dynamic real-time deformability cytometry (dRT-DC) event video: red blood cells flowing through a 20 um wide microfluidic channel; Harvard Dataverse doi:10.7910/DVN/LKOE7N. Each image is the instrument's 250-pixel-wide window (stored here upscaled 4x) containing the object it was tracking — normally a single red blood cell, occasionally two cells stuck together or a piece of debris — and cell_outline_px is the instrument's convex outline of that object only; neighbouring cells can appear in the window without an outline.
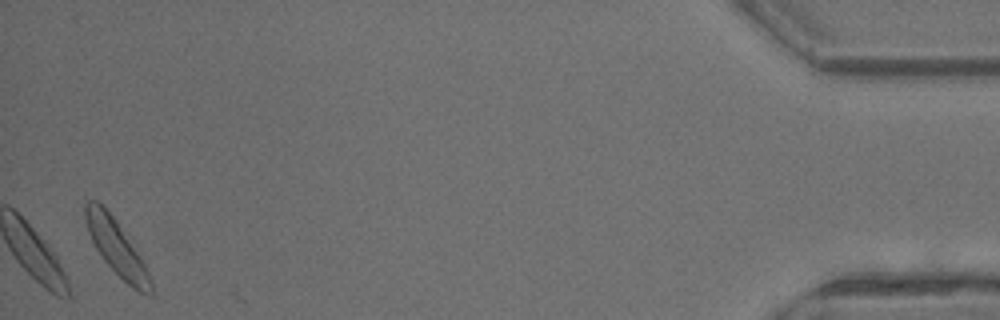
{"species": "common noctule bat (a hibernating species)", "species_latin": "Nyctalus noctula", "temperature_condition": "warm", "stored_images_in_passage": 27, "camera_frame_rate_fps": 3000, "um_per_image_px": 0.085, "animal": {"sex": "male", "body_mass_g": 13.3}, "frame": {"image": 1, "passage_image": 27, "time_ms": 8.667, "image_size_px": [1000, 320], "cell_outline_px": [[152, 296], [140, 292], [132, 288], [104, 260], [96, 248], [88, 232], [84, 220], [84, 200], [96, 200], [116, 220], [136, 244], [152, 280]], "centroid_in_image_um": [9.93, 21.01], "position_along_channel_um": 425.3, "area_um2": 21.27}}